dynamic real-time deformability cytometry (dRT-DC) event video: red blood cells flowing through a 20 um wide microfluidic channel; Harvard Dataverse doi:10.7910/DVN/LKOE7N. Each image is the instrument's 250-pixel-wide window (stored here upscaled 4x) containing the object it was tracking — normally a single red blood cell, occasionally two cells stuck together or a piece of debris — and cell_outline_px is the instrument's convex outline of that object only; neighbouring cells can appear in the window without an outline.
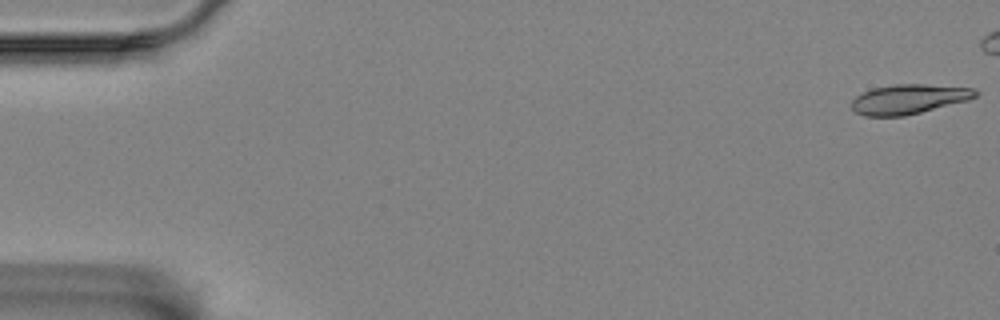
{"species": "Egyptian fruit bat (a non-hibernating species)", "species_latin": "Rousettus aegyptiacus", "temperature_condition": "room temperature", "stored_images_in_passage": 10, "camera_frame_rate_fps": 3000, "um_per_image_px": 0.085, "animal": {"sex": "female"}, "frame": {"image": 1, "passage_image": 1, "time_ms": 0.0, "image_size_px": [1000, 320], "cell_outline_px": [[980, 92], [976, 96], [968, 100], [904, 116], [864, 116], [856, 112], [852, 108], [852, 100], [856, 96], [872, 88], [896, 84], [924, 84], [972, 88]], "centroid_in_image_um": [77.24, 8.42], "position_along_channel_um": 7.8, "area_um2": 21.21}}